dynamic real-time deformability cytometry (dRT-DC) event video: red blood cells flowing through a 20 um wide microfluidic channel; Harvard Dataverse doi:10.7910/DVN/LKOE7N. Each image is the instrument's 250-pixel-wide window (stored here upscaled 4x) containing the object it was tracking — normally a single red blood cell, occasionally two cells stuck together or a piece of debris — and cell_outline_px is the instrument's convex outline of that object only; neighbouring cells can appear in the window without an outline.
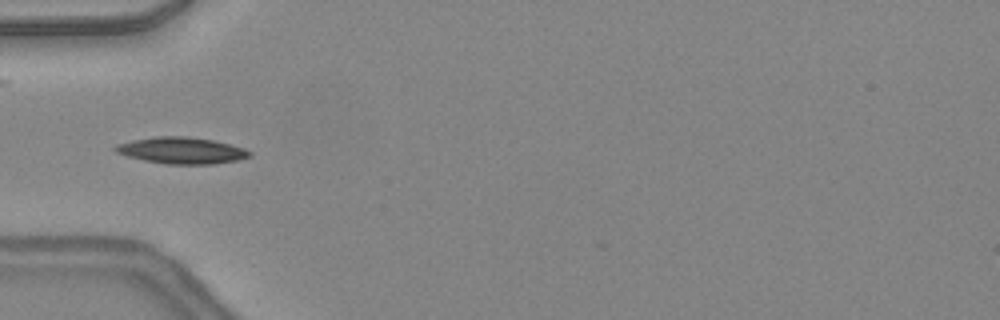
{"species": "common noctule bat (a hibernating species)", "species_latin": "Nyctalus noctula", "temperature_condition": "warm", "stored_images_in_passage": 16, "camera_frame_rate_fps": 3000, "um_per_image_px": 0.085, "animal": {"sex": "female", "body_mass_g": 24.6, "forearm_length_mm": 56.2}, "frame": {"image": 1, "passage_image": 13, "time_ms": 4.0, "image_size_px": [1000, 320], "cell_outline_px": [[252, 156], [236, 160], [212, 164], [164, 164], [144, 160], [128, 156], [116, 152], [112, 148], [116, 144], [132, 140], [156, 136], [184, 136], [212, 140], [244, 148], [252, 152]], "centroid_in_image_um": [15.41, 12.79], "position_along_channel_um": 69.6, "area_um2": 20.63}}